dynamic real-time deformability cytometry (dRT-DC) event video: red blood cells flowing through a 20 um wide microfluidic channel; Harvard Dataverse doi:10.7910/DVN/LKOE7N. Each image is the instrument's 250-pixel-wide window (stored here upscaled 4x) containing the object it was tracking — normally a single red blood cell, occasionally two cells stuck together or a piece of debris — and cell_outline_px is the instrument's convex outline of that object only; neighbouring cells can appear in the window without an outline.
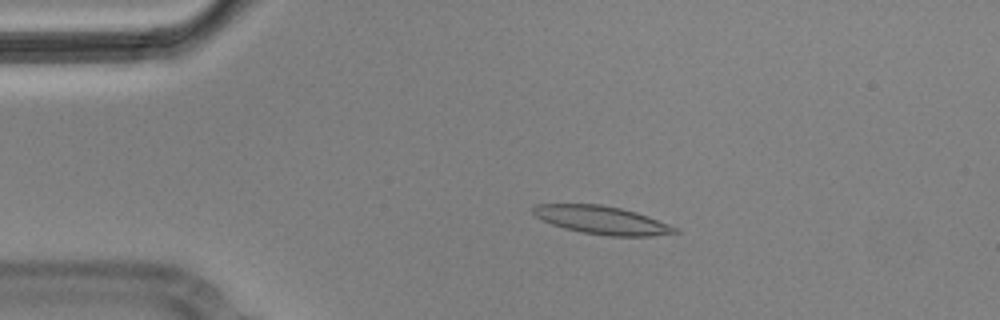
{"species": "Egyptian fruit bat (a non-hibernating species)", "species_latin": "Rousettus aegyptiacus", "temperature_condition": "cold", "stored_images_in_passage": 9, "camera_frame_rate_fps": 3000, "um_per_image_px": 0.085, "animal": {"sex": "male"}, "frame": {"image": 1, "passage_image": 1, "time_ms": 0.0, "image_size_px": [1000, 320], "cell_outline_px": [[680, 232], [652, 236], [608, 236], [580, 232], [564, 228], [552, 224], [536, 216], [532, 212], [532, 208], [536, 204], [600, 204], [620, 208], [636, 212], [648, 216], [668, 224], [676, 228]], "centroid_in_image_um": [51.15, 18.71], "position_along_channel_um": 33.8, "area_um2": 23.12}}
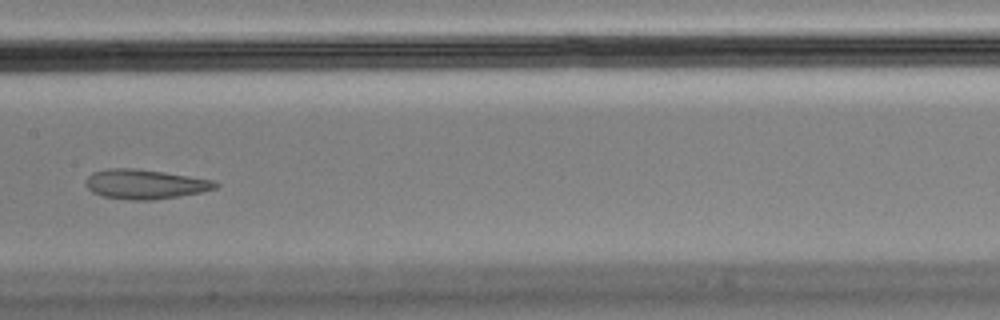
{"frame": {"image": 2, "passage_image": 6, "time_ms": 1.667, "image_size_px": [1000, 320], "cell_outline_px": [[220, 184], [216, 188], [200, 192], [180, 196], [152, 200], [132, 200], [104, 196], [92, 192], [84, 184], [88, 176], [92, 172], [108, 168], [132, 168], [164, 172], [216, 180]], "centroid_in_image_um": [12.34, 15.65], "position_along_channel_um": 195.1, "area_um2": 22.37}}